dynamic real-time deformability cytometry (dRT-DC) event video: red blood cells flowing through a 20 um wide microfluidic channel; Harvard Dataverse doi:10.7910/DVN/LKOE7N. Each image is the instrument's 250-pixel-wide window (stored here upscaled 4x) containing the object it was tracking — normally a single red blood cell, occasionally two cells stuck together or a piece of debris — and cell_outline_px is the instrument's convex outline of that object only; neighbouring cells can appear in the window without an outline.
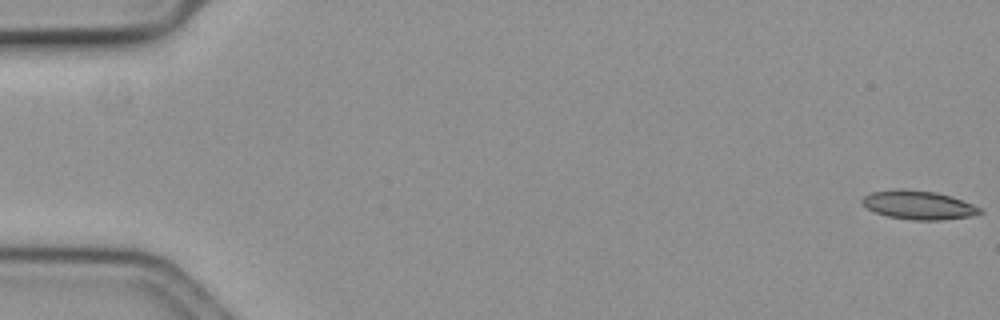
{"species": "common noctule bat (a hibernating species)", "species_latin": "Nyctalus noctula", "temperature_condition": "cold", "stored_images_in_passage": 59, "camera_frame_rate_fps": 3000, "um_per_image_px": 0.085, "animal": {"sex": "female", "body_mass_g": 19.3, "forearm_length_mm": 54.1}, "frame": {"image": 1, "passage_image": 1, "time_ms": 0.0, "image_size_px": [1000, 320], "cell_outline_px": [[984, 212], [972, 216], [940, 220], [912, 220], [888, 216], [872, 212], [860, 204], [860, 200], [864, 196], [872, 192], [896, 188], [904, 188], [936, 192], [952, 196], [972, 204], [980, 208]], "centroid_in_image_um": [78.02, 17.42], "position_along_channel_um": 7.0, "area_um2": 20.06}}
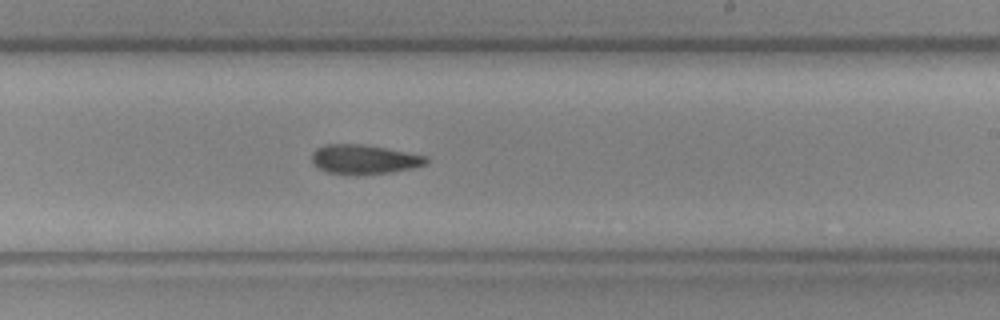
{"frame": {"image": 2, "passage_image": 36, "time_ms": 11.667, "image_size_px": [1000, 320], "cell_outline_px": [[428, 164], [412, 168], [392, 172], [328, 172], [316, 168], [312, 164], [312, 152], [316, 148], [324, 144], [364, 144], [428, 156]], "centroid_in_image_um": [30.95, 13.5], "position_along_channel_um": 258.1, "area_um2": 19.07}}
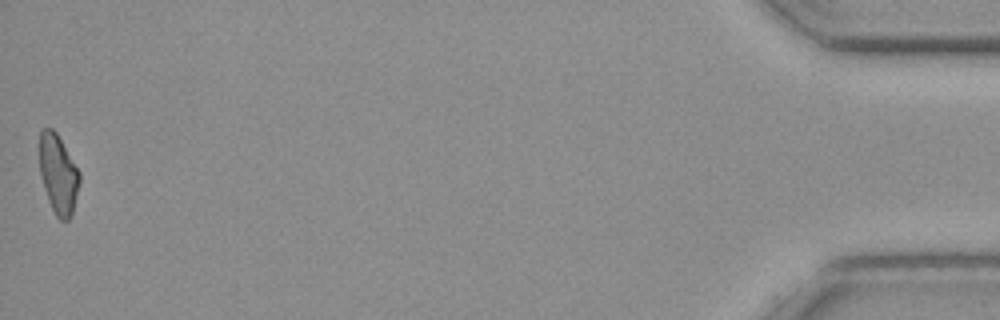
{"frame": {"image": 3, "passage_image": 59, "time_ms": 19.333, "image_size_px": [1000, 320], "cell_outline_px": [[80, 180], [72, 216], [68, 220], [60, 220], [56, 216], [48, 200], [44, 188], [40, 172], [40, 132], [44, 128], [52, 128], [56, 132], [80, 172]], "centroid_in_image_um": [4.96, 14.82], "position_along_channel_um": 430.2, "area_um2": 18.32}, "authors_computed_cell_mechanics": {"area_um2": 19.7098, "velocity_mm_per_s": 3.5717, "shape_relaxation_time_tau1_ms": 8.0271, "shape_relaxation_time_tau2_ms": 7.0867, "deformation_change_tau1": 0.1832, "deformation_change_tau2": 0.1722}}